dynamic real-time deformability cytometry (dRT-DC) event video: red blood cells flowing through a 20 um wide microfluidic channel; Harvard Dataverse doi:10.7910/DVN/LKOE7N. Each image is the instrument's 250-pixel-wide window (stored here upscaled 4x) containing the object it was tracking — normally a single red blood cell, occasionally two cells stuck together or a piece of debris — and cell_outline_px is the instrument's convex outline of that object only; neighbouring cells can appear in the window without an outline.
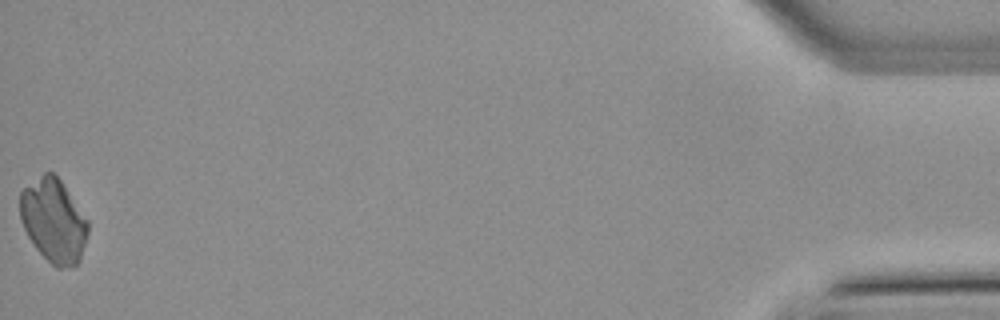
{"species": "common noctule bat (a hibernating species)", "species_latin": "Nyctalus noctula", "temperature_condition": "warm", "stored_images_in_passage": 50, "camera_frame_rate_fps": 3000, "um_per_image_px": 0.085, "animal": {"sex": "male", "body_mass_g": 21.5, "forearm_length_mm": 52.0}, "frame": {"image": 1, "passage_image": 50, "time_ms": 16.333, "image_size_px": [1000, 320], "cell_outline_px": [[88, 232], [80, 260], [72, 268], [56, 268], [36, 248], [28, 236], [20, 220], [20, 192], [24, 188], [44, 172], [52, 172], [60, 180], [88, 220]], "centroid_in_image_um": [4.55, 18.77], "position_along_channel_um": 430.6, "area_um2": 32.83}}